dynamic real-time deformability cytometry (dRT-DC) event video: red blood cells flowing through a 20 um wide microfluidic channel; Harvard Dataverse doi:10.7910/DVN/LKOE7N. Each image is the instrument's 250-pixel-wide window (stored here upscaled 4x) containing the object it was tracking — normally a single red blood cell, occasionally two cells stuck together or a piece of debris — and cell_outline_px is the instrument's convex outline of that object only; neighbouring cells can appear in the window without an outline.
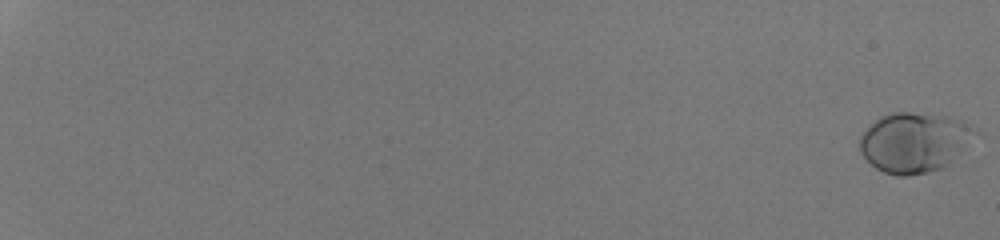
{"species": "human", "species_latin": "Homo sapiens", "temperature_condition": "room temperature", "stored_images_in_passage": 55, "camera_frame_rate_fps": 3000, "um_per_image_px": 0.085, "donor": {"sex": "male"}, "frame": {"image": 1, "passage_image": 1, "time_ms": 0.0, "image_size_px": [1000, 240], "cell_outline_px": [[980, 132], [944, 168], [928, 172], [908, 176], [896, 176], [884, 172], [876, 168], [860, 152], [860, 136], [880, 116], [892, 112], [908, 112], [952, 116], [972, 124]], "centroid_in_image_um": [77.76, 12.08], "position_along_channel_um": 7.2, "area_um2": 40.46}}
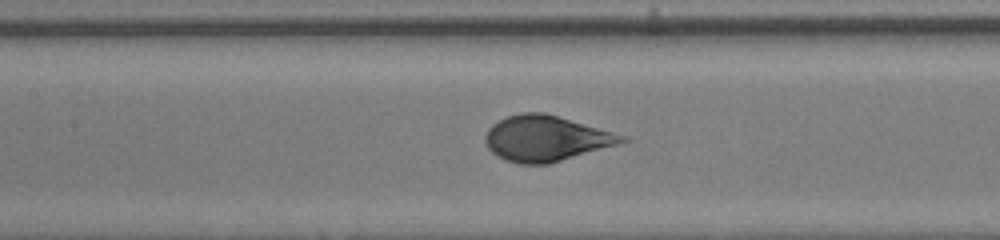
{"frame": {"image": 2, "passage_image": 32, "time_ms": 10.333, "image_size_px": [1000, 240], "cell_outline_px": [[632, 140], [548, 164], [520, 164], [508, 160], [492, 152], [488, 148], [484, 140], [484, 136], [488, 128], [492, 124], [504, 116], [520, 112], [544, 112], [628, 136]], "centroid_in_image_um": [46.4, 11.74], "position_along_channel_um": 161.0, "area_um2": 36.3}}
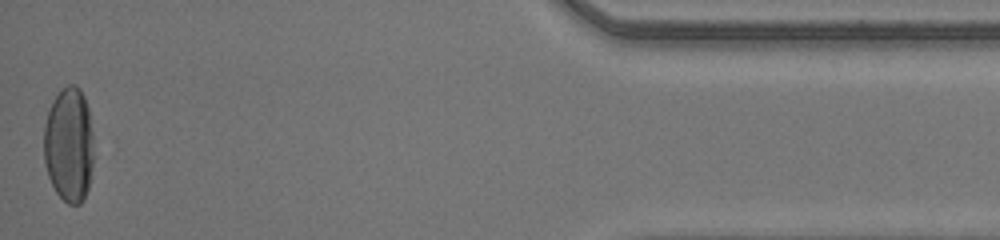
{"frame": {"image": 3, "passage_image": 55, "time_ms": 18.0, "image_size_px": [1000, 240], "cell_outline_px": [[92, 164], [88, 188], [84, 200], [80, 204], [68, 204], [56, 192], [48, 176], [44, 160], [44, 124], [52, 100], [68, 84], [76, 84], [80, 88], [84, 96], [88, 108], [92, 132]], "centroid_in_image_um": [5.85, 12.3], "position_along_channel_um": 429.3, "area_um2": 33.35}, "authors_computed_cell_mechanics": {"area_um2": 36.2984, "velocity_mm_per_s": 4.2393, "shape_relaxation_time_tau1_ms": 3.7707, "shape_relaxation_time_tau2_ms": null, "deformation_change_tau1": 0.1742, "deformation_change_tau2": null}}